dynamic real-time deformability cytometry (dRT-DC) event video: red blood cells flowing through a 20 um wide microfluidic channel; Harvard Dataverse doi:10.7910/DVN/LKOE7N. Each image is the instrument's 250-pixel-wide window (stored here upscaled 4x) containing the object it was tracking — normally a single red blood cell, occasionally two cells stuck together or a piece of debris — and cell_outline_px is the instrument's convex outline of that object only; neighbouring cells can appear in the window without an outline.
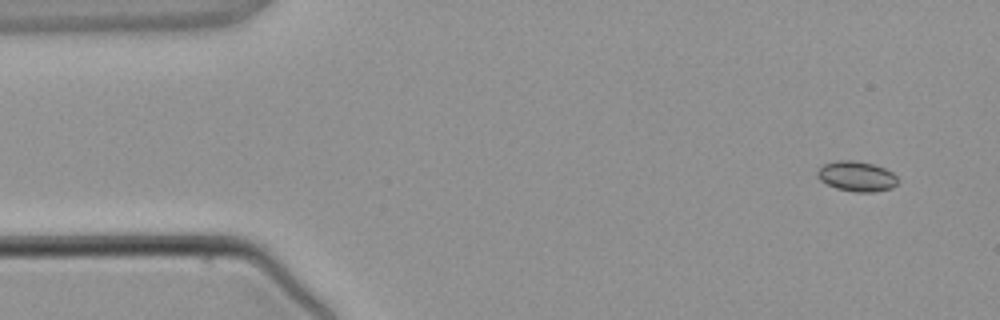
{"species": "common noctule bat (a hibernating species)", "species_latin": "Nyctalus noctula", "temperature_condition": "warm", "stored_images_in_passage": 5, "camera_frame_rate_fps": 3000, "um_per_image_px": 0.085, "animal": {"sex": "male", "body_mass_g": 21.5, "forearm_length_mm": 52.0}, "frame": {"image": 1, "passage_image": 1, "time_ms": 0.0, "image_size_px": [1000, 320], "cell_outline_px": [[896, 184], [892, 188], [872, 192], [856, 192], [836, 188], [820, 180], [816, 176], [816, 172], [824, 164], [836, 160], [852, 160], [872, 164], [884, 168], [892, 172], [896, 176]], "centroid_in_image_um": [72.79, 14.98], "position_along_channel_um": 12.2, "area_um2": 13.99}}
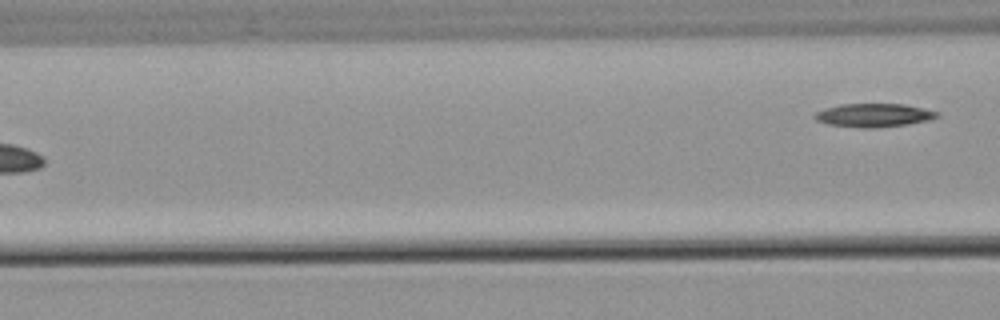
{"frame": {"image": 2, "passage_image": 5, "time_ms": 5.667, "image_size_px": [1000, 320], "cell_outline_px": [[940, 116], [928, 120], [908, 124], [876, 128], [860, 128], [828, 124], [816, 120], [812, 116], [816, 112], [824, 108], [840, 104], [904, 104], [924, 108], [940, 112]], "centroid_in_image_um": [74.27, 9.79], "position_along_channel_um": 92.3, "area_um2": 16.88}}